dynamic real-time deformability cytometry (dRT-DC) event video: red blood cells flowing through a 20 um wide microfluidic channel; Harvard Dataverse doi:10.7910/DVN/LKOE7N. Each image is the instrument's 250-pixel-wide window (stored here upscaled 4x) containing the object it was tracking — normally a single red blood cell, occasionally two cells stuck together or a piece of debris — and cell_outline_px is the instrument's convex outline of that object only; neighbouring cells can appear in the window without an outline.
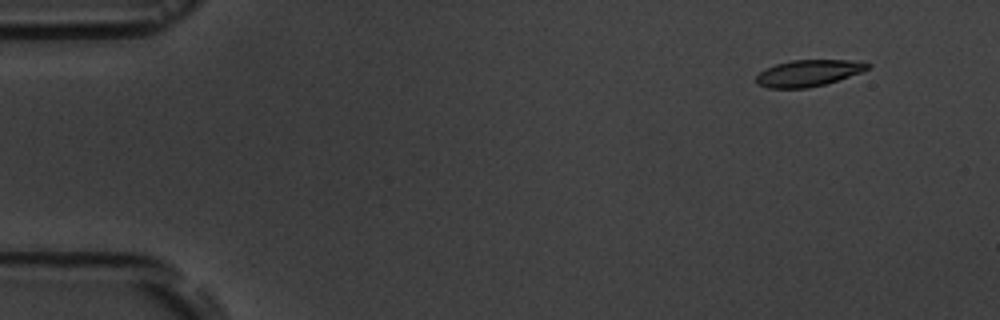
{"species": "common noctule bat (a hibernating species)", "species_latin": "Nyctalus noctula", "temperature_condition": "room temperature", "stored_images_in_passage": 8, "camera_frame_rate_fps": 3000, "um_per_image_px": 0.085, "animal": {"sex": "male", "body_mass_g": 19.5, "forearm_length_mm": 54.6}, "frame": {"image": 1, "passage_image": 2, "time_ms": 1.0, "image_size_px": [1000, 320], "cell_outline_px": [[872, 64], [868, 68], [860, 72], [824, 84], [808, 88], [768, 88], [756, 84], [756, 76], [764, 68], [776, 64], [792, 60], [848, 60]], "centroid_in_image_um": [68.64, 6.21], "position_along_channel_um": 16.4, "area_um2": 16.99}}
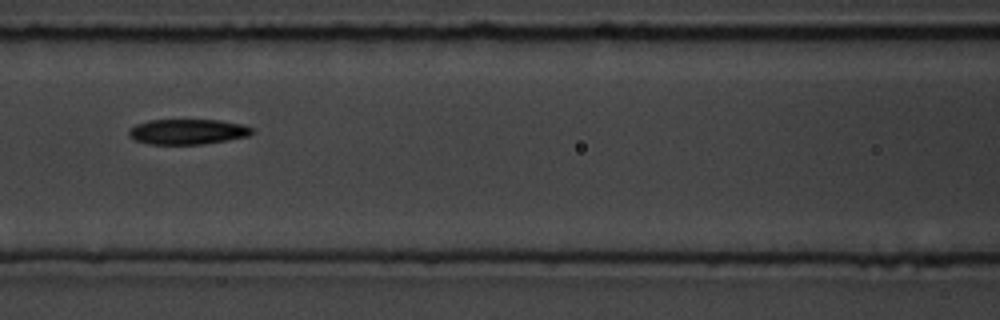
{"frame": {"image": 2, "passage_image": 7, "time_ms": 7.667, "image_size_px": [1000, 320], "cell_outline_px": [[252, 132], [248, 136], [204, 144], [148, 144], [136, 140], [128, 136], [128, 132], [136, 124], [148, 120], [220, 120], [244, 124], [252, 128]], "centroid_in_image_um": [15.94, 11.19], "position_along_channel_um": 150.7, "area_um2": 18.09}}
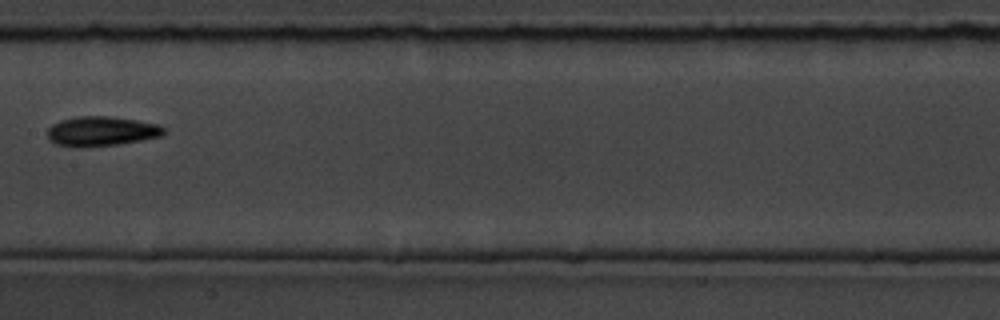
{"frame": {"image": 3, "passage_image": 8, "time_ms": 9.0, "image_size_px": [1000, 320], "cell_outline_px": [[168, 128], [160, 136], [140, 140], [116, 144], [84, 148], [80, 148], [56, 144], [48, 140], [48, 128], [52, 124], [60, 120], [76, 116], [108, 116], [136, 120], [160, 124]], "centroid_in_image_um": [8.6, 11.15], "position_along_channel_um": 198.8, "area_um2": 20.29}}